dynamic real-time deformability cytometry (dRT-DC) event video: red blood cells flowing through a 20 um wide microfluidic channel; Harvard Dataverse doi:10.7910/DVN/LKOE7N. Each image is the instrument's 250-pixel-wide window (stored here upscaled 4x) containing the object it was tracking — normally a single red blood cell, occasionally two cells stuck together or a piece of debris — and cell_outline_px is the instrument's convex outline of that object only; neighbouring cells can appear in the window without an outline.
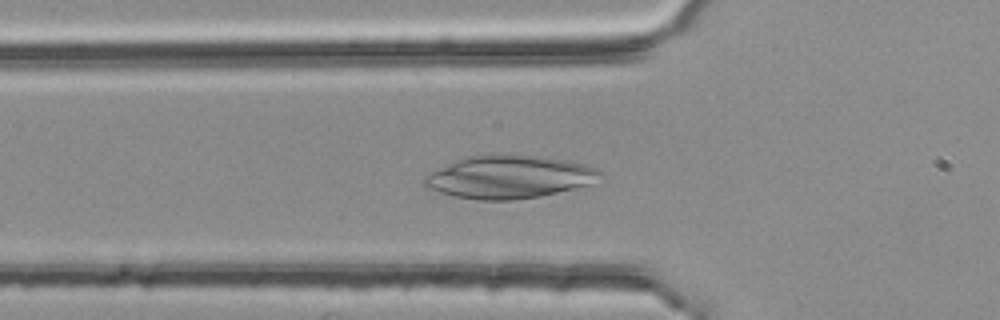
{"species": "common noctule bat (a hibernating species)", "species_latin": "Nyctalus noctula", "temperature_condition": "room temperature", "stored_images_in_passage": 34, "camera_frame_rate_fps": 3000, "um_per_image_px": 0.085, "animal": {"sex": "female", "body_mass_g": 25.1}, "frame": {"image": 1, "passage_image": 2, "time_ms": 0.333, "image_size_px": [1000, 320], "cell_outline_px": [[600, 172], [588, 184], [540, 196], [512, 200], [480, 200], [456, 196], [424, 188], [420, 180], [424, 176], [464, 156], [488, 152], [540, 156], [568, 160], [584, 164], [596, 168]], "centroid_in_image_um": [43.15, 15.01], "position_along_channel_um": 82.6, "area_um2": 43.99}}
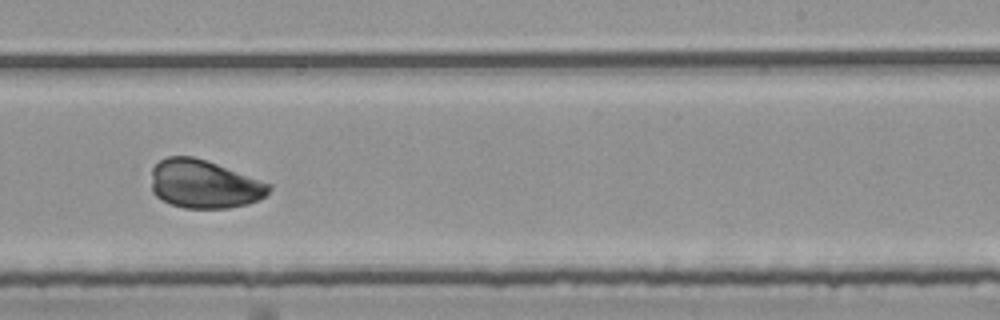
{"frame": {"image": 2, "passage_image": 17, "time_ms": 5.333, "image_size_px": [1000, 320], "cell_outline_px": [[272, 188], [268, 196], [260, 200], [248, 204], [228, 208], [184, 208], [172, 204], [156, 196], [152, 192], [152, 168], [160, 160], [168, 156], [192, 156], [208, 160], [272, 184]], "centroid_in_image_um": [17.4, 15.65], "position_along_channel_um": 271.6, "area_um2": 33.52}}
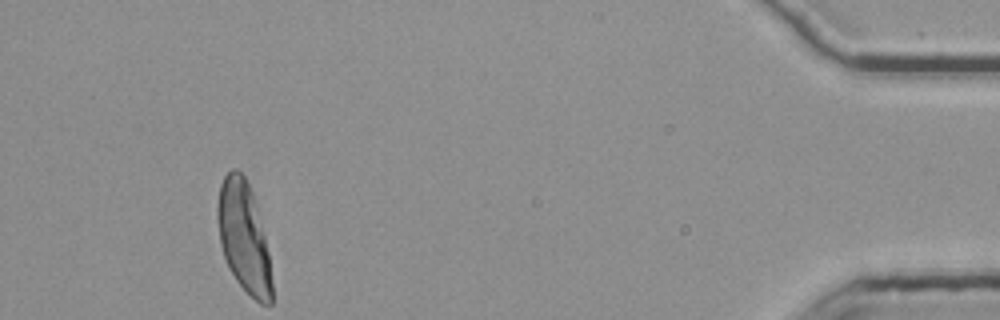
{"frame": {"image": 3, "passage_image": 34, "time_ms": 11.0, "image_size_px": [1000, 320], "cell_outline_px": [[272, 304], [260, 304], [236, 280], [228, 268], [220, 244], [216, 216], [216, 208], [220, 184], [224, 176], [232, 168], [236, 168], [244, 176], [252, 192], [264, 236], [268, 252], [272, 280]], "centroid_in_image_um": [20.69, 20.15], "position_along_channel_um": 414.5, "area_um2": 34.74}}